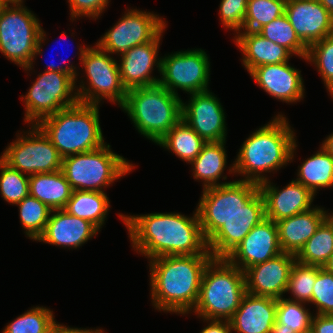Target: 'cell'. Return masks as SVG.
Returning a JSON list of instances; mask_svg holds the SVG:
<instances>
[{
    "label": "cell",
    "mask_w": 333,
    "mask_h": 333,
    "mask_svg": "<svg viewBox=\"0 0 333 333\" xmlns=\"http://www.w3.org/2000/svg\"><path fill=\"white\" fill-rule=\"evenodd\" d=\"M119 216L128 228L134 249L150 260L161 256L212 255L197 210L192 218L179 213Z\"/></svg>",
    "instance_id": "1"
},
{
    "label": "cell",
    "mask_w": 333,
    "mask_h": 333,
    "mask_svg": "<svg viewBox=\"0 0 333 333\" xmlns=\"http://www.w3.org/2000/svg\"><path fill=\"white\" fill-rule=\"evenodd\" d=\"M212 255L161 256L150 260L151 296L158 310L185 314L194 309Z\"/></svg>",
    "instance_id": "2"
},
{
    "label": "cell",
    "mask_w": 333,
    "mask_h": 333,
    "mask_svg": "<svg viewBox=\"0 0 333 333\" xmlns=\"http://www.w3.org/2000/svg\"><path fill=\"white\" fill-rule=\"evenodd\" d=\"M286 120L283 115H278L247 138L230 172L244 174L243 181L260 184L267 180L260 175L262 172L279 170L291 161L297 145L295 134Z\"/></svg>",
    "instance_id": "3"
},
{
    "label": "cell",
    "mask_w": 333,
    "mask_h": 333,
    "mask_svg": "<svg viewBox=\"0 0 333 333\" xmlns=\"http://www.w3.org/2000/svg\"><path fill=\"white\" fill-rule=\"evenodd\" d=\"M98 107L78 102L42 119L37 125L62 158L89 152L105 145Z\"/></svg>",
    "instance_id": "4"
},
{
    "label": "cell",
    "mask_w": 333,
    "mask_h": 333,
    "mask_svg": "<svg viewBox=\"0 0 333 333\" xmlns=\"http://www.w3.org/2000/svg\"><path fill=\"white\" fill-rule=\"evenodd\" d=\"M121 108L138 132L155 143L182 119V100L159 83L128 90Z\"/></svg>",
    "instance_id": "5"
},
{
    "label": "cell",
    "mask_w": 333,
    "mask_h": 333,
    "mask_svg": "<svg viewBox=\"0 0 333 333\" xmlns=\"http://www.w3.org/2000/svg\"><path fill=\"white\" fill-rule=\"evenodd\" d=\"M245 293L244 271L226 258H213L204 270L194 311L206 321L229 320Z\"/></svg>",
    "instance_id": "6"
},
{
    "label": "cell",
    "mask_w": 333,
    "mask_h": 333,
    "mask_svg": "<svg viewBox=\"0 0 333 333\" xmlns=\"http://www.w3.org/2000/svg\"><path fill=\"white\" fill-rule=\"evenodd\" d=\"M22 2L7 1L0 11V52L30 71L35 56L41 53L45 32L39 20L23 7Z\"/></svg>",
    "instance_id": "7"
},
{
    "label": "cell",
    "mask_w": 333,
    "mask_h": 333,
    "mask_svg": "<svg viewBox=\"0 0 333 333\" xmlns=\"http://www.w3.org/2000/svg\"><path fill=\"white\" fill-rule=\"evenodd\" d=\"M133 167L105 144L98 149L63 158L61 171L73 191L104 192L102 187L129 173Z\"/></svg>",
    "instance_id": "8"
},
{
    "label": "cell",
    "mask_w": 333,
    "mask_h": 333,
    "mask_svg": "<svg viewBox=\"0 0 333 333\" xmlns=\"http://www.w3.org/2000/svg\"><path fill=\"white\" fill-rule=\"evenodd\" d=\"M79 50L81 63L87 73L89 86L92 88L91 90L89 86L86 88L84 84L80 85V89H77L76 93L79 102L98 105L103 97L118 103L122 107L126 99L127 90L121 82L117 61L97 44L95 48L80 47Z\"/></svg>",
    "instance_id": "9"
},
{
    "label": "cell",
    "mask_w": 333,
    "mask_h": 333,
    "mask_svg": "<svg viewBox=\"0 0 333 333\" xmlns=\"http://www.w3.org/2000/svg\"><path fill=\"white\" fill-rule=\"evenodd\" d=\"M258 190L259 184L243 180L204 188L196 209L204 239L217 232Z\"/></svg>",
    "instance_id": "10"
},
{
    "label": "cell",
    "mask_w": 333,
    "mask_h": 333,
    "mask_svg": "<svg viewBox=\"0 0 333 333\" xmlns=\"http://www.w3.org/2000/svg\"><path fill=\"white\" fill-rule=\"evenodd\" d=\"M75 79L69 73L45 71L39 74L25 95V121L38 124L42 119L79 102ZM72 93V94H71ZM70 96V97H69Z\"/></svg>",
    "instance_id": "11"
},
{
    "label": "cell",
    "mask_w": 333,
    "mask_h": 333,
    "mask_svg": "<svg viewBox=\"0 0 333 333\" xmlns=\"http://www.w3.org/2000/svg\"><path fill=\"white\" fill-rule=\"evenodd\" d=\"M31 128L29 136L18 137L0 158L11 168L29 176L61 170L63 158L57 148L37 124Z\"/></svg>",
    "instance_id": "12"
},
{
    "label": "cell",
    "mask_w": 333,
    "mask_h": 333,
    "mask_svg": "<svg viewBox=\"0 0 333 333\" xmlns=\"http://www.w3.org/2000/svg\"><path fill=\"white\" fill-rule=\"evenodd\" d=\"M160 59L159 84L164 88L176 95L177 88L190 94L208 91L210 63L205 51L186 50Z\"/></svg>",
    "instance_id": "13"
},
{
    "label": "cell",
    "mask_w": 333,
    "mask_h": 333,
    "mask_svg": "<svg viewBox=\"0 0 333 333\" xmlns=\"http://www.w3.org/2000/svg\"><path fill=\"white\" fill-rule=\"evenodd\" d=\"M150 12L129 10L96 44L108 53L123 54L132 47L152 41L166 27Z\"/></svg>",
    "instance_id": "14"
},
{
    "label": "cell",
    "mask_w": 333,
    "mask_h": 333,
    "mask_svg": "<svg viewBox=\"0 0 333 333\" xmlns=\"http://www.w3.org/2000/svg\"><path fill=\"white\" fill-rule=\"evenodd\" d=\"M266 218L264 199L258 190L207 240V249L214 258H226L252 230Z\"/></svg>",
    "instance_id": "15"
},
{
    "label": "cell",
    "mask_w": 333,
    "mask_h": 333,
    "mask_svg": "<svg viewBox=\"0 0 333 333\" xmlns=\"http://www.w3.org/2000/svg\"><path fill=\"white\" fill-rule=\"evenodd\" d=\"M191 96L188 105L182 102V121L205 142L225 141V114L219 100L209 90Z\"/></svg>",
    "instance_id": "16"
},
{
    "label": "cell",
    "mask_w": 333,
    "mask_h": 333,
    "mask_svg": "<svg viewBox=\"0 0 333 333\" xmlns=\"http://www.w3.org/2000/svg\"><path fill=\"white\" fill-rule=\"evenodd\" d=\"M281 253L276 222L265 218L252 228L226 259L244 271Z\"/></svg>",
    "instance_id": "17"
},
{
    "label": "cell",
    "mask_w": 333,
    "mask_h": 333,
    "mask_svg": "<svg viewBox=\"0 0 333 333\" xmlns=\"http://www.w3.org/2000/svg\"><path fill=\"white\" fill-rule=\"evenodd\" d=\"M296 255H280L244 270L246 292L256 296L282 298L286 292Z\"/></svg>",
    "instance_id": "18"
},
{
    "label": "cell",
    "mask_w": 333,
    "mask_h": 333,
    "mask_svg": "<svg viewBox=\"0 0 333 333\" xmlns=\"http://www.w3.org/2000/svg\"><path fill=\"white\" fill-rule=\"evenodd\" d=\"M285 15L307 47L333 35V16L319 0H287Z\"/></svg>",
    "instance_id": "19"
},
{
    "label": "cell",
    "mask_w": 333,
    "mask_h": 333,
    "mask_svg": "<svg viewBox=\"0 0 333 333\" xmlns=\"http://www.w3.org/2000/svg\"><path fill=\"white\" fill-rule=\"evenodd\" d=\"M163 31L164 29L152 41L134 46L120 55L121 63L118 64L120 78L127 91L159 83V79L151 77L150 74L154 64L161 72V59L156 58Z\"/></svg>",
    "instance_id": "20"
},
{
    "label": "cell",
    "mask_w": 333,
    "mask_h": 333,
    "mask_svg": "<svg viewBox=\"0 0 333 333\" xmlns=\"http://www.w3.org/2000/svg\"><path fill=\"white\" fill-rule=\"evenodd\" d=\"M259 191L264 199L266 218L274 222L310 210L314 200V194L296 180L279 190L267 179L259 184Z\"/></svg>",
    "instance_id": "21"
},
{
    "label": "cell",
    "mask_w": 333,
    "mask_h": 333,
    "mask_svg": "<svg viewBox=\"0 0 333 333\" xmlns=\"http://www.w3.org/2000/svg\"><path fill=\"white\" fill-rule=\"evenodd\" d=\"M300 72L291 67L287 61L256 67L249 74L269 95L283 102L292 103L301 100L304 96Z\"/></svg>",
    "instance_id": "22"
},
{
    "label": "cell",
    "mask_w": 333,
    "mask_h": 333,
    "mask_svg": "<svg viewBox=\"0 0 333 333\" xmlns=\"http://www.w3.org/2000/svg\"><path fill=\"white\" fill-rule=\"evenodd\" d=\"M277 299L245 293L239 308L229 319L237 333H270L276 321Z\"/></svg>",
    "instance_id": "23"
},
{
    "label": "cell",
    "mask_w": 333,
    "mask_h": 333,
    "mask_svg": "<svg viewBox=\"0 0 333 333\" xmlns=\"http://www.w3.org/2000/svg\"><path fill=\"white\" fill-rule=\"evenodd\" d=\"M51 213L44 233L37 239L39 242L76 249L99 230L90 221L70 215L64 209Z\"/></svg>",
    "instance_id": "24"
},
{
    "label": "cell",
    "mask_w": 333,
    "mask_h": 333,
    "mask_svg": "<svg viewBox=\"0 0 333 333\" xmlns=\"http://www.w3.org/2000/svg\"><path fill=\"white\" fill-rule=\"evenodd\" d=\"M329 215L317 207L276 222L282 252L297 255Z\"/></svg>",
    "instance_id": "25"
},
{
    "label": "cell",
    "mask_w": 333,
    "mask_h": 333,
    "mask_svg": "<svg viewBox=\"0 0 333 333\" xmlns=\"http://www.w3.org/2000/svg\"><path fill=\"white\" fill-rule=\"evenodd\" d=\"M237 34L235 42L244 55L243 64L249 73L262 65L285 63L292 55L288 49L264 38L257 31Z\"/></svg>",
    "instance_id": "26"
},
{
    "label": "cell",
    "mask_w": 333,
    "mask_h": 333,
    "mask_svg": "<svg viewBox=\"0 0 333 333\" xmlns=\"http://www.w3.org/2000/svg\"><path fill=\"white\" fill-rule=\"evenodd\" d=\"M73 189L61 170L29 176V195L51 210L64 209Z\"/></svg>",
    "instance_id": "27"
},
{
    "label": "cell",
    "mask_w": 333,
    "mask_h": 333,
    "mask_svg": "<svg viewBox=\"0 0 333 333\" xmlns=\"http://www.w3.org/2000/svg\"><path fill=\"white\" fill-rule=\"evenodd\" d=\"M225 141L206 142L200 154L191 162L195 179L204 181V188L225 185L231 182L216 183L226 166Z\"/></svg>",
    "instance_id": "28"
},
{
    "label": "cell",
    "mask_w": 333,
    "mask_h": 333,
    "mask_svg": "<svg viewBox=\"0 0 333 333\" xmlns=\"http://www.w3.org/2000/svg\"><path fill=\"white\" fill-rule=\"evenodd\" d=\"M109 205L104 192L75 190L64 210L70 215L90 221L100 229L104 224Z\"/></svg>",
    "instance_id": "29"
},
{
    "label": "cell",
    "mask_w": 333,
    "mask_h": 333,
    "mask_svg": "<svg viewBox=\"0 0 333 333\" xmlns=\"http://www.w3.org/2000/svg\"><path fill=\"white\" fill-rule=\"evenodd\" d=\"M299 168L297 182L314 195L317 189L333 186V157L322 147Z\"/></svg>",
    "instance_id": "30"
},
{
    "label": "cell",
    "mask_w": 333,
    "mask_h": 333,
    "mask_svg": "<svg viewBox=\"0 0 333 333\" xmlns=\"http://www.w3.org/2000/svg\"><path fill=\"white\" fill-rule=\"evenodd\" d=\"M333 254V216L329 215L296 255V260L307 265L323 267Z\"/></svg>",
    "instance_id": "31"
},
{
    "label": "cell",
    "mask_w": 333,
    "mask_h": 333,
    "mask_svg": "<svg viewBox=\"0 0 333 333\" xmlns=\"http://www.w3.org/2000/svg\"><path fill=\"white\" fill-rule=\"evenodd\" d=\"M206 142L182 119L157 143L170 149L182 160L191 163Z\"/></svg>",
    "instance_id": "32"
},
{
    "label": "cell",
    "mask_w": 333,
    "mask_h": 333,
    "mask_svg": "<svg viewBox=\"0 0 333 333\" xmlns=\"http://www.w3.org/2000/svg\"><path fill=\"white\" fill-rule=\"evenodd\" d=\"M312 318L302 302L277 299L276 321L270 333H299L311 327Z\"/></svg>",
    "instance_id": "33"
},
{
    "label": "cell",
    "mask_w": 333,
    "mask_h": 333,
    "mask_svg": "<svg viewBox=\"0 0 333 333\" xmlns=\"http://www.w3.org/2000/svg\"><path fill=\"white\" fill-rule=\"evenodd\" d=\"M264 38L288 49L292 54L306 59L308 47L299 39L285 14L257 31Z\"/></svg>",
    "instance_id": "34"
},
{
    "label": "cell",
    "mask_w": 333,
    "mask_h": 333,
    "mask_svg": "<svg viewBox=\"0 0 333 333\" xmlns=\"http://www.w3.org/2000/svg\"><path fill=\"white\" fill-rule=\"evenodd\" d=\"M15 205L19 206L20 220L26 235L37 240L44 233L52 210L30 195Z\"/></svg>",
    "instance_id": "35"
},
{
    "label": "cell",
    "mask_w": 333,
    "mask_h": 333,
    "mask_svg": "<svg viewBox=\"0 0 333 333\" xmlns=\"http://www.w3.org/2000/svg\"><path fill=\"white\" fill-rule=\"evenodd\" d=\"M287 0H248L244 31H258L264 25L285 14Z\"/></svg>",
    "instance_id": "36"
},
{
    "label": "cell",
    "mask_w": 333,
    "mask_h": 333,
    "mask_svg": "<svg viewBox=\"0 0 333 333\" xmlns=\"http://www.w3.org/2000/svg\"><path fill=\"white\" fill-rule=\"evenodd\" d=\"M56 325L52 311L38 306L17 317L2 333H49Z\"/></svg>",
    "instance_id": "37"
},
{
    "label": "cell",
    "mask_w": 333,
    "mask_h": 333,
    "mask_svg": "<svg viewBox=\"0 0 333 333\" xmlns=\"http://www.w3.org/2000/svg\"><path fill=\"white\" fill-rule=\"evenodd\" d=\"M317 276V266L307 265L295 261L292 266L289 281L287 284L286 292L291 291L294 296L288 300L297 302H310Z\"/></svg>",
    "instance_id": "38"
},
{
    "label": "cell",
    "mask_w": 333,
    "mask_h": 333,
    "mask_svg": "<svg viewBox=\"0 0 333 333\" xmlns=\"http://www.w3.org/2000/svg\"><path fill=\"white\" fill-rule=\"evenodd\" d=\"M0 193L5 201L17 204L29 195V175L11 168L0 158Z\"/></svg>",
    "instance_id": "39"
},
{
    "label": "cell",
    "mask_w": 333,
    "mask_h": 333,
    "mask_svg": "<svg viewBox=\"0 0 333 333\" xmlns=\"http://www.w3.org/2000/svg\"><path fill=\"white\" fill-rule=\"evenodd\" d=\"M306 60L317 66L325 86L329 90L333 86V35L310 45Z\"/></svg>",
    "instance_id": "40"
},
{
    "label": "cell",
    "mask_w": 333,
    "mask_h": 333,
    "mask_svg": "<svg viewBox=\"0 0 333 333\" xmlns=\"http://www.w3.org/2000/svg\"><path fill=\"white\" fill-rule=\"evenodd\" d=\"M317 307V314L333 315V273L317 266V276L310 301Z\"/></svg>",
    "instance_id": "41"
},
{
    "label": "cell",
    "mask_w": 333,
    "mask_h": 333,
    "mask_svg": "<svg viewBox=\"0 0 333 333\" xmlns=\"http://www.w3.org/2000/svg\"><path fill=\"white\" fill-rule=\"evenodd\" d=\"M248 0H222L220 4V19L222 24L234 31L244 29V20Z\"/></svg>",
    "instance_id": "42"
},
{
    "label": "cell",
    "mask_w": 333,
    "mask_h": 333,
    "mask_svg": "<svg viewBox=\"0 0 333 333\" xmlns=\"http://www.w3.org/2000/svg\"><path fill=\"white\" fill-rule=\"evenodd\" d=\"M68 2L72 19L80 15L96 19L109 3L108 0H69Z\"/></svg>",
    "instance_id": "43"
},
{
    "label": "cell",
    "mask_w": 333,
    "mask_h": 333,
    "mask_svg": "<svg viewBox=\"0 0 333 333\" xmlns=\"http://www.w3.org/2000/svg\"><path fill=\"white\" fill-rule=\"evenodd\" d=\"M311 327L316 333H333V315L313 316Z\"/></svg>",
    "instance_id": "44"
},
{
    "label": "cell",
    "mask_w": 333,
    "mask_h": 333,
    "mask_svg": "<svg viewBox=\"0 0 333 333\" xmlns=\"http://www.w3.org/2000/svg\"><path fill=\"white\" fill-rule=\"evenodd\" d=\"M232 328L229 320L211 319L210 324L206 326L201 333H231Z\"/></svg>",
    "instance_id": "45"
},
{
    "label": "cell",
    "mask_w": 333,
    "mask_h": 333,
    "mask_svg": "<svg viewBox=\"0 0 333 333\" xmlns=\"http://www.w3.org/2000/svg\"><path fill=\"white\" fill-rule=\"evenodd\" d=\"M49 333H103L100 329L90 330V329H78L70 328L60 324H57Z\"/></svg>",
    "instance_id": "46"
},
{
    "label": "cell",
    "mask_w": 333,
    "mask_h": 333,
    "mask_svg": "<svg viewBox=\"0 0 333 333\" xmlns=\"http://www.w3.org/2000/svg\"><path fill=\"white\" fill-rule=\"evenodd\" d=\"M65 67V68H64ZM57 66L54 63H51L46 71H57V72H61V73H69L70 75H72L74 78L77 77V73L75 70V67L73 65L70 66Z\"/></svg>",
    "instance_id": "47"
},
{
    "label": "cell",
    "mask_w": 333,
    "mask_h": 333,
    "mask_svg": "<svg viewBox=\"0 0 333 333\" xmlns=\"http://www.w3.org/2000/svg\"><path fill=\"white\" fill-rule=\"evenodd\" d=\"M321 147L333 157V134L329 135Z\"/></svg>",
    "instance_id": "48"
},
{
    "label": "cell",
    "mask_w": 333,
    "mask_h": 333,
    "mask_svg": "<svg viewBox=\"0 0 333 333\" xmlns=\"http://www.w3.org/2000/svg\"><path fill=\"white\" fill-rule=\"evenodd\" d=\"M319 2L333 16V0H319Z\"/></svg>",
    "instance_id": "49"
},
{
    "label": "cell",
    "mask_w": 333,
    "mask_h": 333,
    "mask_svg": "<svg viewBox=\"0 0 333 333\" xmlns=\"http://www.w3.org/2000/svg\"><path fill=\"white\" fill-rule=\"evenodd\" d=\"M323 268L326 271L333 273V254L330 256V258L327 260V262L323 265Z\"/></svg>",
    "instance_id": "50"
},
{
    "label": "cell",
    "mask_w": 333,
    "mask_h": 333,
    "mask_svg": "<svg viewBox=\"0 0 333 333\" xmlns=\"http://www.w3.org/2000/svg\"><path fill=\"white\" fill-rule=\"evenodd\" d=\"M299 333H316V332L314 331V329L312 327H309L308 329L303 330Z\"/></svg>",
    "instance_id": "51"
},
{
    "label": "cell",
    "mask_w": 333,
    "mask_h": 333,
    "mask_svg": "<svg viewBox=\"0 0 333 333\" xmlns=\"http://www.w3.org/2000/svg\"><path fill=\"white\" fill-rule=\"evenodd\" d=\"M8 0H0V11L2 9V7L6 4Z\"/></svg>",
    "instance_id": "52"
},
{
    "label": "cell",
    "mask_w": 333,
    "mask_h": 333,
    "mask_svg": "<svg viewBox=\"0 0 333 333\" xmlns=\"http://www.w3.org/2000/svg\"><path fill=\"white\" fill-rule=\"evenodd\" d=\"M331 96L333 97V86L329 89Z\"/></svg>",
    "instance_id": "53"
}]
</instances>
